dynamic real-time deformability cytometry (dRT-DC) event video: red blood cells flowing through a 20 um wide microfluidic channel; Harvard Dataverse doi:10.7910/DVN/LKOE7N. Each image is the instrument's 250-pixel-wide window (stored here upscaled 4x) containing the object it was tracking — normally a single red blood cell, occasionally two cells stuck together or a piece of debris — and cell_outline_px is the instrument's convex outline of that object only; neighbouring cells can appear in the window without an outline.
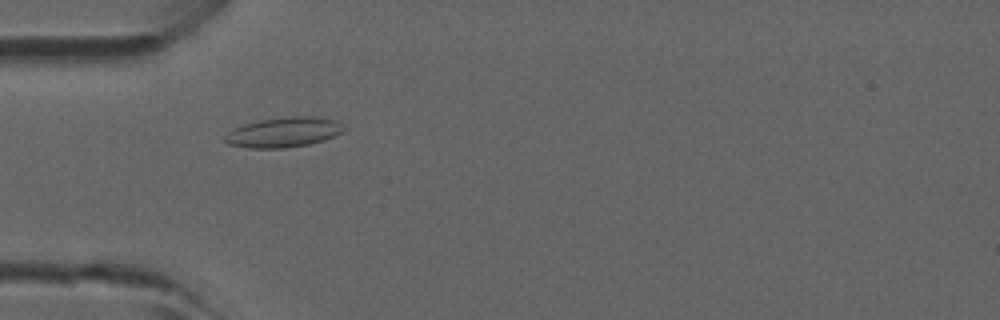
{"species": "common noctule bat (a hibernating species)", "species_latin": "Nyctalus noctula", "temperature_condition": "room temperature", "stored_images_in_passage": 35, "camera_frame_rate_fps": 3000, "um_per_image_px": 0.085, "animal": {"sex": "male", "forearm_length_mm": 52.5}, "frame": {"image": 1, "passage_image": 3, "time_ms": 0.667, "image_size_px": [1000, 320], "cell_outline_px": [[348, 128], [344, 132], [324, 140], [308, 144], [284, 148], [248, 148], [228, 144], [224, 140], [224, 136], [228, 132], [244, 124], [260, 120], [284, 116], [312, 116], [332, 120]], "centroid_in_image_um": [24.11, 11.24], "position_along_channel_um": 60.9, "area_um2": 20.75}}
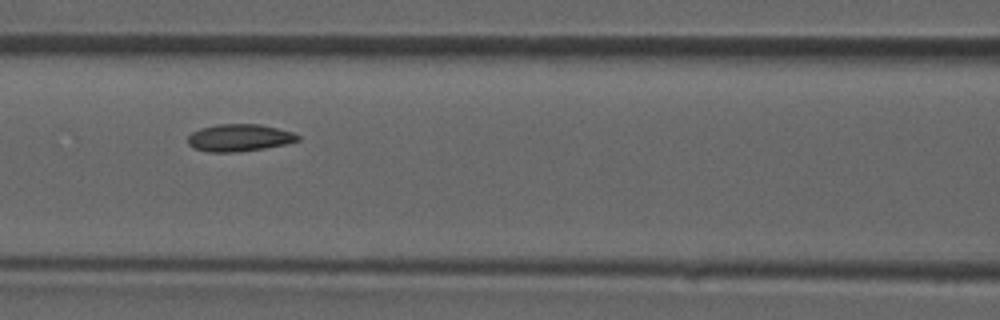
{"frame": {"image": 2, "passage_image": 9, "time_ms": 2.667, "image_size_px": [1000, 320], "cell_outline_px": [[300, 140], [284, 144], [264, 148], [240, 152], [208, 152], [192, 148], [188, 144], [188, 136], [192, 132], [200, 128], [216, 124], [260, 124], [292, 132], [300, 136]], "centroid_in_image_um": [20.3, 11.71], "position_along_channel_um": 146.3, "area_um2": 17.51}}
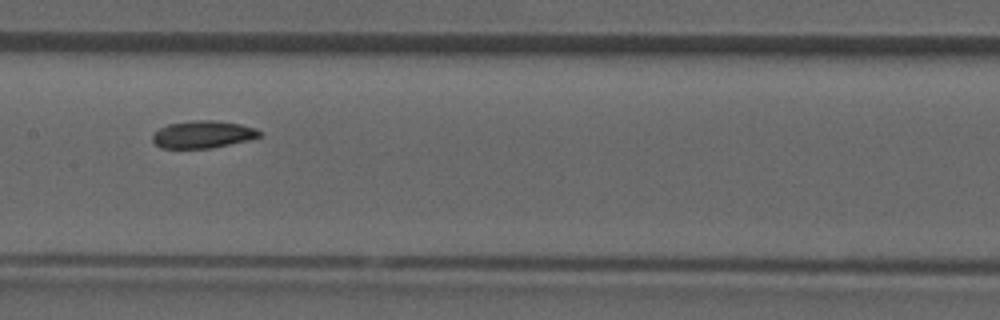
{"frame": {"image": 3, "passage_image": 12, "time_ms": 3.667, "image_size_px": [1000, 320], "cell_outline_px": [[264, 132], [260, 136], [248, 140], [212, 148], [160, 148], [152, 140], [152, 136], [160, 128], [168, 124], [192, 120], [216, 120], [240, 124], [256, 128]], "centroid_in_image_um": [17.27, 11.42], "position_along_channel_um": 190.1, "area_um2": 17.11}}